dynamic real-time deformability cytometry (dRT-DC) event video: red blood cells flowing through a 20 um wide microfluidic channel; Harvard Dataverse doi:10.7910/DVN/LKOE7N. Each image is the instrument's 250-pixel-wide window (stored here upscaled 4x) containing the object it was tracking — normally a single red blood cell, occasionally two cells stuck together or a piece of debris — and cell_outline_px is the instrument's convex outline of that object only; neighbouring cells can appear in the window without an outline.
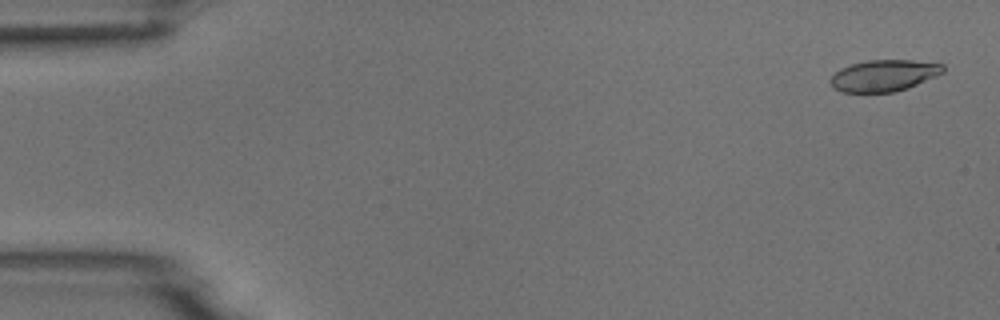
{"species": "common noctule bat (a hibernating species)", "species_latin": "Nyctalus noctula", "temperature_condition": "room temperature", "stored_images_in_passage": 4, "camera_frame_rate_fps": 3000, "um_per_image_px": 0.085, "animal": {"sex": "male", "body_mass_g": 18.8}, "frame": {"image": 1, "passage_image": 1, "time_ms": 0.0, "image_size_px": [1000, 320], "cell_outline_px": [[944, 72], [936, 76], [908, 88], [892, 92], [840, 92], [832, 88], [828, 80], [840, 68], [864, 60], [912, 60], [944, 64]], "centroid_in_image_um": [75.1, 6.42], "position_along_channel_um": 9.9, "area_um2": 20.81}}
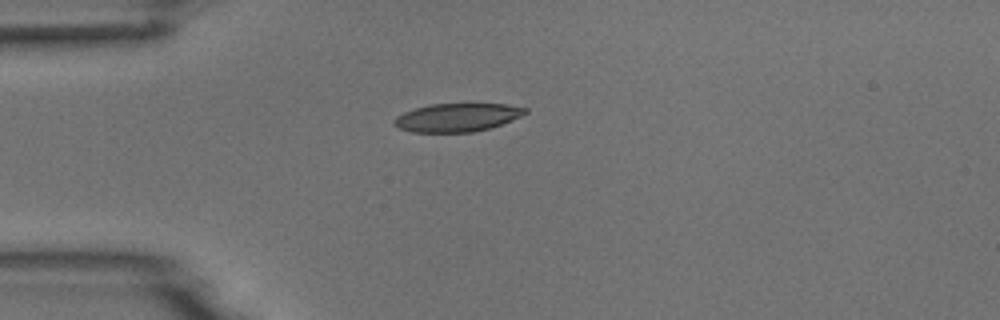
{"frame": {"image": 2, "passage_image": 4, "time_ms": 4.0, "image_size_px": [1000, 320], "cell_outline_px": [[528, 112], [512, 120], [488, 128], [472, 132], [412, 132], [400, 128], [392, 124], [392, 120], [396, 116], [404, 112], [428, 104], [508, 104], [528, 108]], "centroid_in_image_um": [38.84, 9.98], "position_along_channel_um": 46.2, "area_um2": 21.56}}